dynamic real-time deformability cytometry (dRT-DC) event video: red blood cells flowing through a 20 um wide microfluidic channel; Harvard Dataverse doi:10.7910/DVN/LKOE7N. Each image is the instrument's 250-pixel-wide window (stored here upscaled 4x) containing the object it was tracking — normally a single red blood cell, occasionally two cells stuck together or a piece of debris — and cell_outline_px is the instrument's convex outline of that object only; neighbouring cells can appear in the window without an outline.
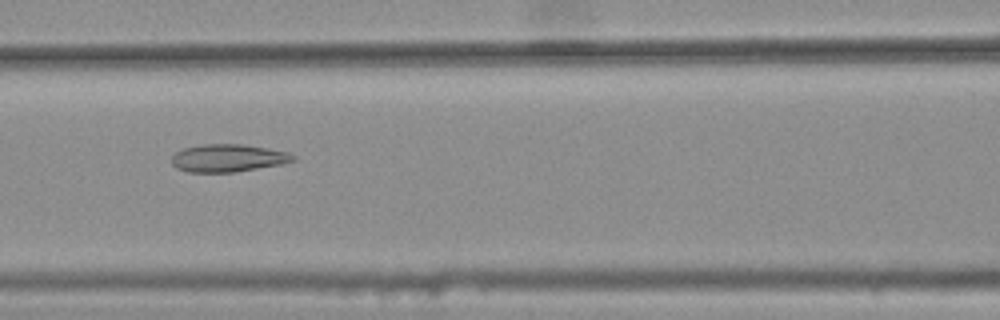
{"species": "common noctule bat (a hibernating species)", "species_latin": "Nyctalus noctula", "temperature_condition": "warm", "stored_images_in_passage": 37, "camera_frame_rate_fps": 3000, "um_per_image_px": 0.085, "animal": {"sex": "female", "body_mass_g": 25.1}, "frame": {"image": 1, "passage_image": 13, "time_ms": 4.0, "image_size_px": [1000, 320], "cell_outline_px": [[296, 160], [280, 164], [236, 172], [188, 172], [176, 168], [172, 164], [172, 156], [176, 152], [184, 148], [204, 144], [244, 144], [268, 148], [288, 152], [296, 156]], "centroid_in_image_um": [19.39, 13.43], "position_along_channel_um": 147.2, "area_um2": 19.59}}
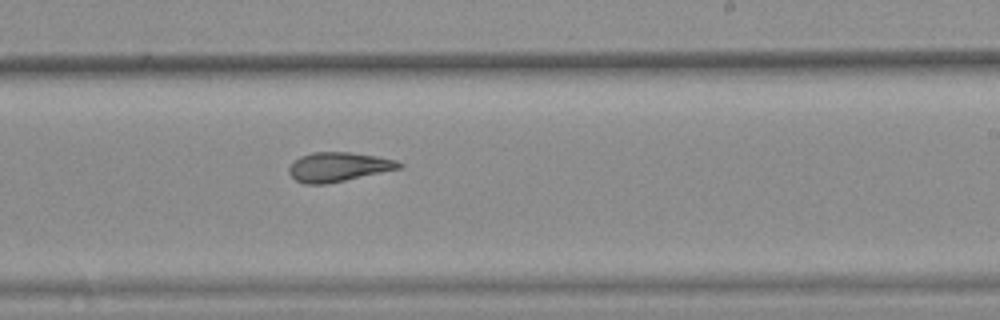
{"frame": {"image": 2, "passage_image": 22, "time_ms": 7.0, "image_size_px": [1000, 320], "cell_outline_px": [[404, 168], [324, 184], [304, 184], [296, 180], [288, 172], [288, 168], [300, 156], [312, 152], [348, 152], [376, 156], [396, 160], [404, 164]], "centroid_in_image_um": [28.79, 14.18], "position_along_channel_um": 260.2, "area_um2": 18.73}}
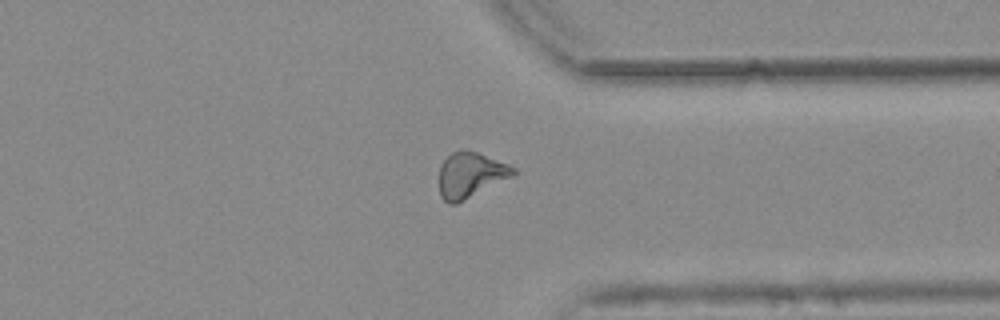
{"frame": {"image": 3, "passage_image": 31, "time_ms": 10.0, "image_size_px": [1000, 320], "cell_outline_px": [[516, 172], [512, 176], [456, 204], [448, 204], [440, 196], [440, 164], [452, 152], [464, 148], [476, 152], [508, 164], [516, 168]], "centroid_in_image_um": [39.97, 14.86], "position_along_channel_um": 371.4, "area_um2": 19.42}, "authors_computed_cell_mechanics": {"area_um2": 19.1896, "velocity_mm_per_s": 3.7792, "shape_relaxation_time_tau1_ms": null, "shape_relaxation_time_tau2_ms": 3.0203, "deformation_change_tau1": null, "deformation_change_tau2": 0.124}}